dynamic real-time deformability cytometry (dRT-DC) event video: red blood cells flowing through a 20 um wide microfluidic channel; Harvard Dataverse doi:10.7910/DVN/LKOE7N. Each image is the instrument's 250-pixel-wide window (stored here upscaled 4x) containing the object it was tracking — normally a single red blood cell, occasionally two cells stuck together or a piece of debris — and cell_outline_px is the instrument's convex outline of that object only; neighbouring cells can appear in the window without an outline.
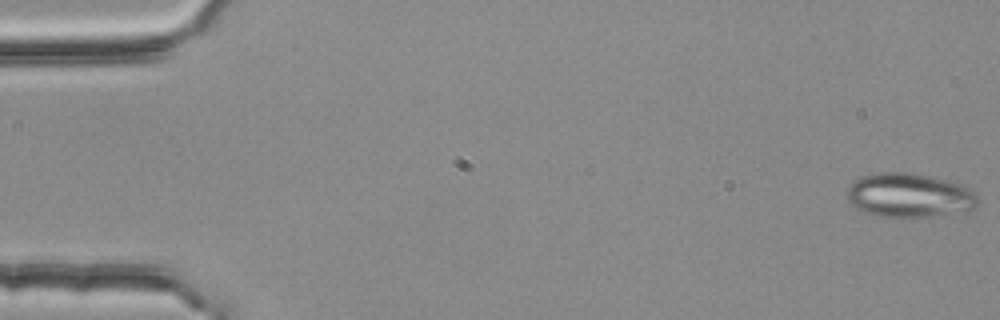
{"species": "common noctule bat (a hibernating species)", "species_latin": "Nyctalus noctula", "temperature_condition": "room temperature", "stored_images_in_passage": 4, "camera_frame_rate_fps": 3000, "um_per_image_px": 0.085, "animal": {"sex": "female", "body_mass_g": 25.1}, "frame": {"image": 1, "passage_image": 1, "time_ms": 0.0, "image_size_px": [1000, 320], "cell_outline_px": [[980, 204], [968, 212], [912, 220], [904, 220], [876, 216], [864, 212], [856, 208], [844, 196], [848, 188], [856, 180], [864, 176], [884, 172], [908, 172], [928, 176], [960, 184], [972, 188], [980, 196]], "centroid_in_image_um": [77.37, 16.68], "position_along_channel_um": 7.6, "area_um2": 35.03}}